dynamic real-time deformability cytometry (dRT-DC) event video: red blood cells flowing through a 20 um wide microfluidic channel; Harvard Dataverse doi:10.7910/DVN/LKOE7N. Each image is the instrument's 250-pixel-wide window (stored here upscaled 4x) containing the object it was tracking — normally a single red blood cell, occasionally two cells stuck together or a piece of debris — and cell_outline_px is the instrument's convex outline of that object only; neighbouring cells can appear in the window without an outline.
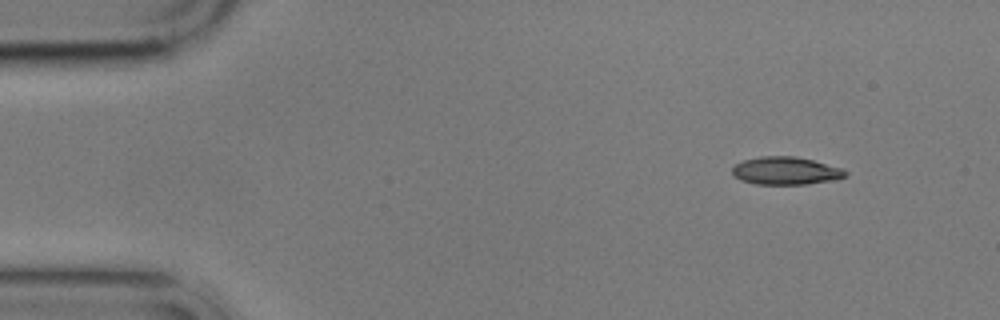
{"species": "common noctule bat (a hibernating species)", "species_latin": "Nyctalus noctula", "temperature_condition": "cold", "stored_images_in_passage": 4, "camera_frame_rate_fps": 3000, "um_per_image_px": 0.085, "animal": {"sex": "male", "body_mass_g": 17.9}, "frame": {"image": 1, "passage_image": 1, "time_ms": 0.0, "image_size_px": [1000, 320], "cell_outline_px": [[848, 176], [836, 180], [808, 184], [756, 184], [740, 180], [732, 172], [732, 168], [736, 164], [744, 160], [760, 156], [796, 156], [844, 168], [848, 172]], "centroid_in_image_um": [66.85, 14.52], "position_along_channel_um": 18.1, "area_um2": 18.5}}
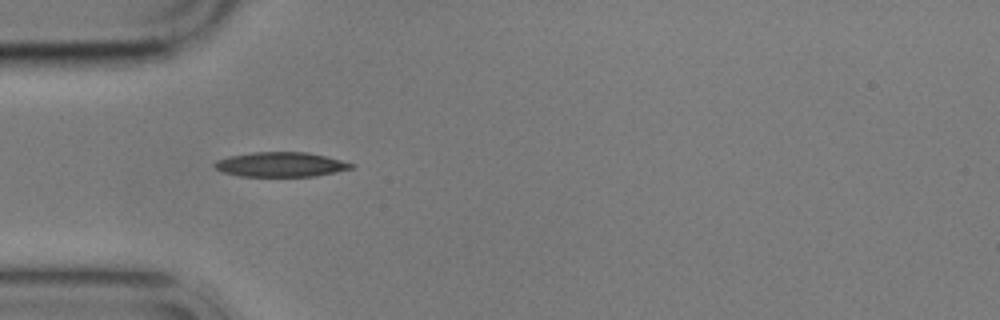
{"frame": {"image": 2, "passage_image": 4, "time_ms": 3.667, "image_size_px": [1000, 320], "cell_outline_px": [[356, 164], [352, 168], [336, 172], [316, 176], [240, 176], [224, 172], [216, 168], [212, 164], [216, 160], [228, 156], [252, 152], [308, 152]], "centroid_in_image_um": [23.85, 13.98], "position_along_channel_um": 61.2, "area_um2": 19.59}}